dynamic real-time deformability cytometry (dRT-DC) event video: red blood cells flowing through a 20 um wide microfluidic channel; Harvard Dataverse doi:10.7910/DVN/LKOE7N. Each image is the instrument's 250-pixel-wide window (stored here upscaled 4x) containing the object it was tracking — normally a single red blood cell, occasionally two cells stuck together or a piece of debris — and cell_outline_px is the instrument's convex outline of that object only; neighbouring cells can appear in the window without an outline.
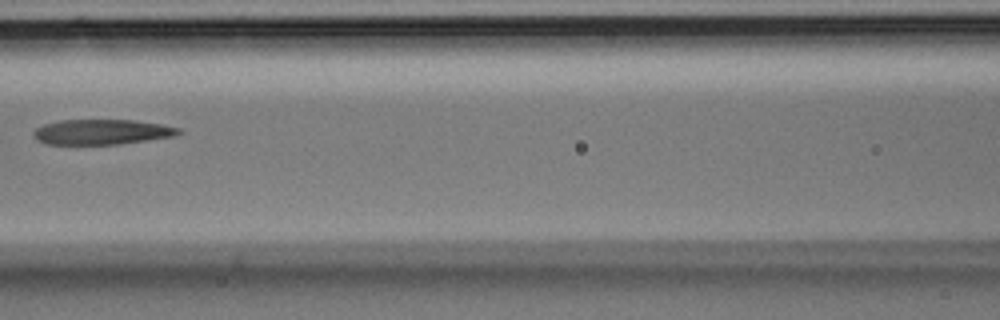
{"species": "Egyptian fruit bat (a non-hibernating species)", "species_latin": "Rousettus aegyptiacus", "temperature_condition": "room temperature", "stored_images_in_passage": 6, "camera_frame_rate_fps": 3000, "um_per_image_px": 0.085, "animal": {"sex": "male"}, "frame": {"image": 1, "passage_image": 6, "time_ms": 1.667, "image_size_px": [1000, 320], "cell_outline_px": [[184, 132], [172, 136], [148, 140], [120, 144], [44, 144], [36, 140], [32, 132], [36, 128], [44, 124], [60, 120], [132, 120], [160, 124], [180, 128]], "centroid_in_image_um": [8.63, 11.22], "position_along_channel_um": 158.0, "area_um2": 21.27}}